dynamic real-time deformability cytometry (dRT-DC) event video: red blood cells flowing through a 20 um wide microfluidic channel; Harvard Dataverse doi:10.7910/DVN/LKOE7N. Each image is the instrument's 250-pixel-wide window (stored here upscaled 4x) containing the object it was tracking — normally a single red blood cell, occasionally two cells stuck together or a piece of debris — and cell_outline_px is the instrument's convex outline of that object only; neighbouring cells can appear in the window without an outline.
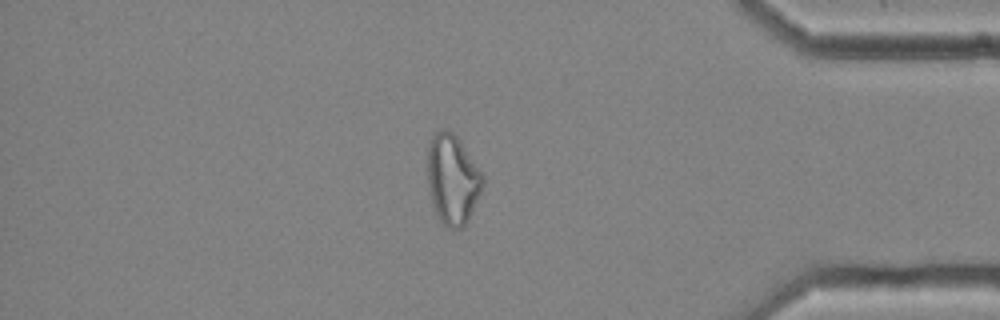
{"species": "common noctule bat (a hibernating species)", "species_latin": "Nyctalus noctula", "temperature_condition": "cold", "stored_images_in_passage": 54, "camera_frame_rate_fps": 3000, "um_per_image_px": 0.085, "animal": {"sex": "female", "body_mass_g": 25.1}, "frame": {"image": 1, "passage_image": 46, "time_ms": 15.0, "image_size_px": [1000, 320], "cell_outline_px": [[484, 184], [472, 212], [464, 228], [448, 228], [440, 220], [436, 212], [432, 200], [428, 180], [428, 144], [432, 136], [436, 132], [444, 128], [452, 132], [460, 140], [484, 176]], "centroid_in_image_um": [38.48, 15.23], "position_along_channel_um": 396.7, "area_um2": 28.67}, "authors_computed_cell_mechanics": {"area_um2": 29.1023, "velocity_mm_per_s": 3.6639, "shape_relaxation_time_tau1_ms": null, "shape_relaxation_time_tau2_ms": 1.8148, "deformation_change_tau1": null, "deformation_change_tau2": 0.1099}}